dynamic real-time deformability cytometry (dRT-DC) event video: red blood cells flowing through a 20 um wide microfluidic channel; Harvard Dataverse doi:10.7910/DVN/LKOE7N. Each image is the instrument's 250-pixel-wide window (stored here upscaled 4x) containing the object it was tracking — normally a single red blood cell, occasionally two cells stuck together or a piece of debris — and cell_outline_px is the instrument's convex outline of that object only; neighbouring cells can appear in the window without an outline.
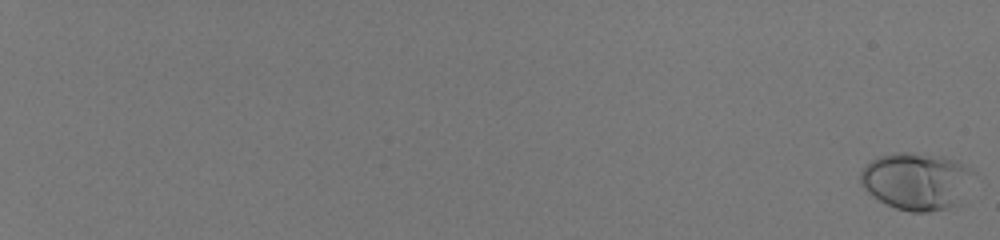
{"species": "human", "species_latin": "Homo sapiens", "temperature_condition": "room temperature", "stored_images_in_passage": 60, "camera_frame_rate_fps": 3000, "um_per_image_px": 0.085, "donor": {"sex": "male"}, "frame": {"image": 1, "passage_image": 1, "time_ms": 0.0, "image_size_px": [1000, 240], "cell_outline_px": [[976, 172], [956, 204], [944, 208], [928, 212], [912, 212], [896, 208], [880, 200], [868, 192], [864, 188], [860, 180], [860, 172], [872, 160], [880, 156], [896, 152], [912, 152], [940, 156], [956, 160]], "centroid_in_image_um": [77.89, 15.37], "position_along_channel_um": 7.1, "area_um2": 37.17}}
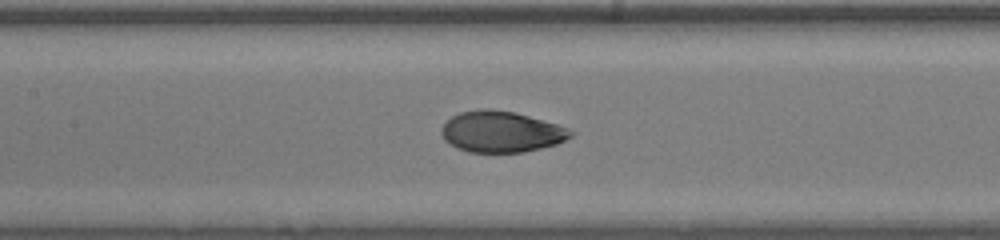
{"frame": {"image": 2, "passage_image": 36, "time_ms": 11.667, "image_size_px": [1000, 240], "cell_outline_px": [[576, 132], [572, 136], [556, 144], [524, 152], [468, 152], [456, 148], [444, 140], [440, 132], [440, 128], [452, 116], [460, 112], [480, 108], [488, 108], [516, 112], [556, 124], [568, 128]], "centroid_in_image_um": [42.58, 11.19], "position_along_channel_um": 164.8, "area_um2": 31.1}}
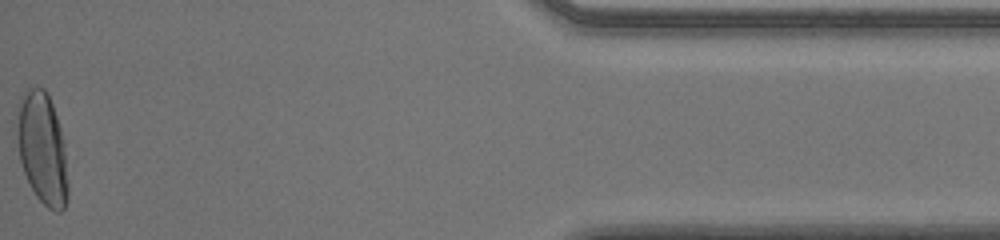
{"frame": {"image": 3, "passage_image": 60, "time_ms": 19.667, "image_size_px": [1000, 240], "cell_outline_px": [[68, 200], [64, 208], [60, 212], [56, 212], [48, 208], [36, 196], [24, 172], [20, 160], [16, 108], [20, 96], [28, 88], [44, 88], [52, 104], [60, 128], [64, 144], [68, 184]], "centroid_in_image_um": [3.6, 12.63], "position_along_channel_um": 431.6, "area_um2": 33.0}, "authors_computed_cell_mechanics": {"area_um2": 31.2987, "velocity_mm_per_s": 4.0285, "shape_relaxation_time_tau1_ms": 3.4107, "shape_relaxation_time_tau2_ms": null, "deformation_change_tau1": 0.1744, "deformation_change_tau2": null}}